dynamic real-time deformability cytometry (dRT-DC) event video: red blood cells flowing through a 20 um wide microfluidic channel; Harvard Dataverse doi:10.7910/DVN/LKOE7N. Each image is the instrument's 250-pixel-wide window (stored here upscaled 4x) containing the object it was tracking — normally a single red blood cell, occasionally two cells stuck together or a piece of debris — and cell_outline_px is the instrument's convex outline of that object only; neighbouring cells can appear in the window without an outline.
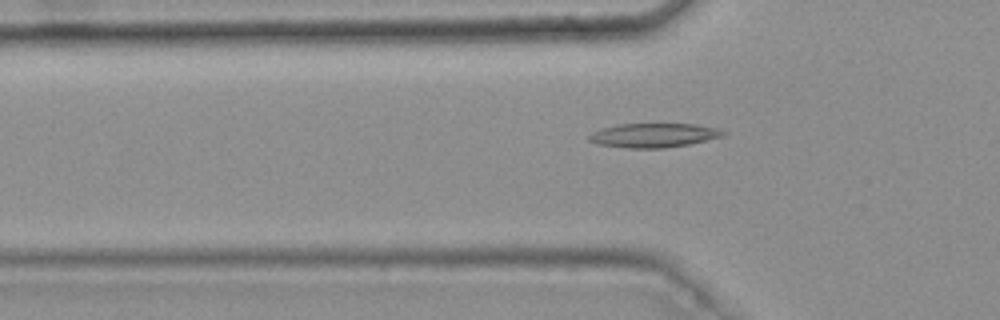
{"species": "common noctule bat (a hibernating species)", "species_latin": "Nyctalus noctula", "temperature_condition": "warm", "stored_images_in_passage": 38, "camera_frame_rate_fps": 3000, "um_per_image_px": 0.085, "animal": {"sex": "female", "body_mass_g": 25.1}, "frame": {"image": 1, "passage_image": 7, "time_ms": 2.0, "image_size_px": [1000, 320], "cell_outline_px": [[728, 132], [724, 136], [688, 144], [664, 148], [628, 148], [596, 144], [588, 140], [588, 136], [592, 132], [600, 128], [620, 124], [696, 124], [716, 128]], "centroid_in_image_um": [55.54, 11.5], "position_along_channel_um": 70.3, "area_um2": 18.9}}
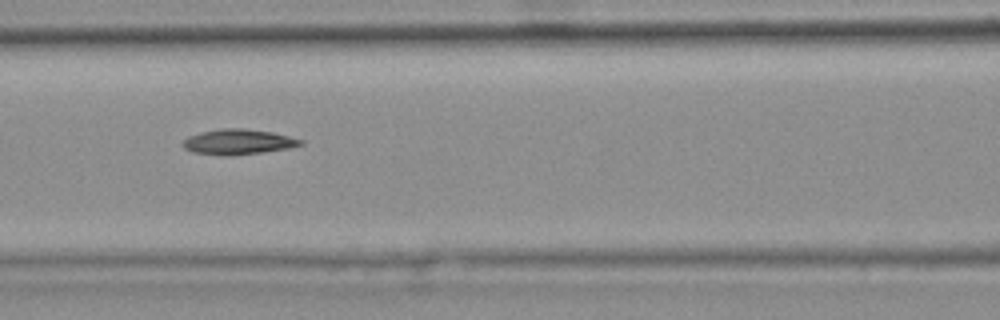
{"frame": {"image": 2, "passage_image": 13, "time_ms": 4.0, "image_size_px": [1000, 320], "cell_outline_px": [[304, 144], [288, 148], [260, 152], [192, 152], [184, 148], [180, 144], [188, 136], [200, 132], [220, 128], [244, 128], [272, 132], [304, 140]], "centroid_in_image_um": [20.27, 11.99], "position_along_channel_um": 146.3, "area_um2": 16.36}}
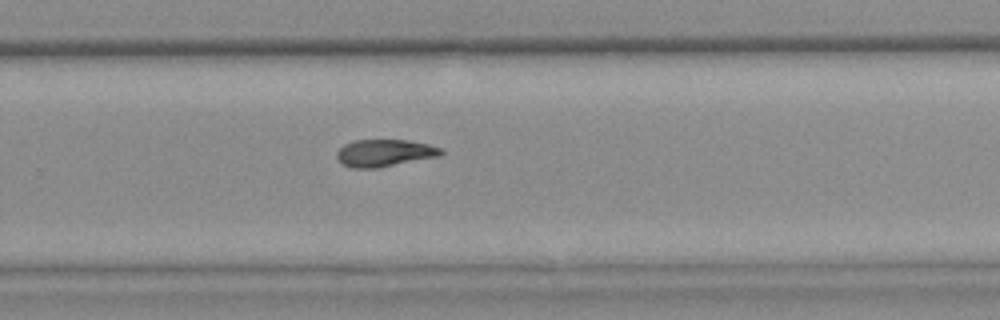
{"frame": {"image": 3, "passage_image": 25, "time_ms": 8.0, "image_size_px": [1000, 320], "cell_outline_px": [[444, 152], [440, 156], [376, 168], [352, 168], [340, 164], [336, 156], [336, 152], [344, 144], [352, 140], [408, 140], [428, 144], [440, 148]], "centroid_in_image_um": [32.64, 13.0], "position_along_channel_um": 297.2, "area_um2": 16.59}}